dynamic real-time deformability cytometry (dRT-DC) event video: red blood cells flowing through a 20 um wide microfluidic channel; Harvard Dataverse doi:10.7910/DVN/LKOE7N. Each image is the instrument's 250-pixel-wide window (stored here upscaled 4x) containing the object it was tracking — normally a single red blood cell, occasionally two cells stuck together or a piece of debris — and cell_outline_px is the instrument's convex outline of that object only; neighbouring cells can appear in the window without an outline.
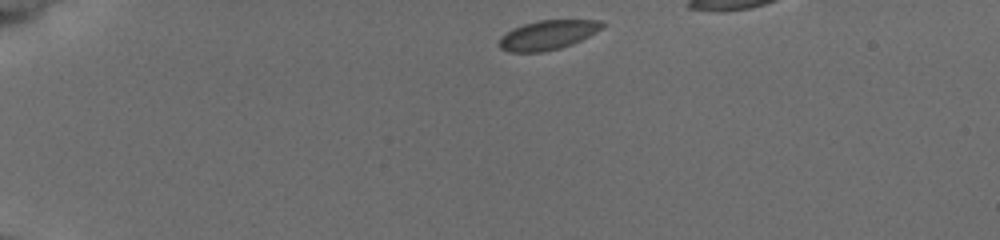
{"species": "common noctule bat (a hibernating species)", "species_latin": "Nyctalus noctula", "temperature_condition": "cold", "stored_images_in_passage": 39, "camera_frame_rate_fps": 3000, "um_per_image_px": 0.085, "animal": {"sex": "female", "body_mass_g": 19.5, "forearm_length_mm": 54.1}, "frame": {"image": 1, "passage_image": 1, "time_ms": 0.0, "image_size_px": [1000, 240], "cell_outline_px": [[604, 24], [596, 32], [572, 44], [560, 48], [544, 52], [508, 52], [500, 48], [496, 44], [500, 36], [512, 28], [524, 24], [540, 20], [600, 20]], "centroid_in_image_um": [46.48, 2.98], "position_along_channel_um": 38.5, "area_um2": 17.69}}
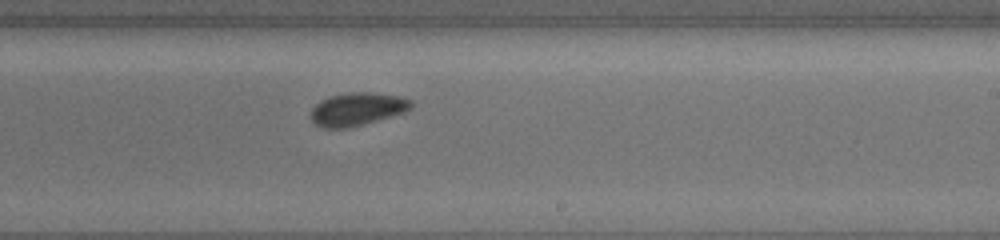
{"frame": {"image": 2, "passage_image": 24, "time_ms": 7.667, "image_size_px": [1000, 240], "cell_outline_px": [[412, 108], [404, 112], [348, 128], [320, 128], [312, 124], [308, 116], [312, 108], [320, 100], [328, 96], [348, 92], [372, 92], [400, 96], [412, 100]], "centroid_in_image_um": [30.29, 9.27], "position_along_channel_um": 258.7, "area_um2": 19.59}}
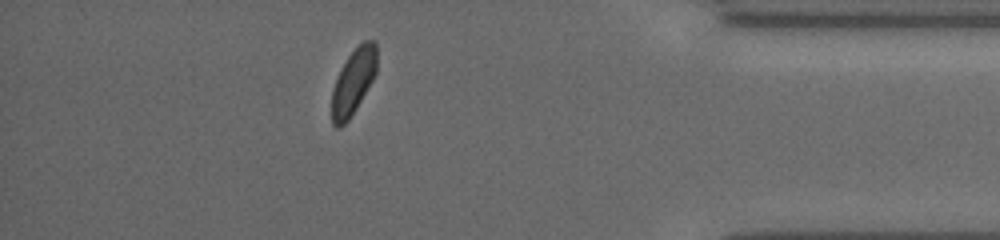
{"frame": {"image": 3, "passage_image": 38, "time_ms": 12.333, "image_size_px": [1000, 240], "cell_outline_px": [[376, 72], [372, 80], [356, 108], [348, 120], [340, 128], [336, 128], [332, 124], [332, 88], [340, 68], [348, 56], [364, 40], [376, 40]], "centroid_in_image_um": [30.01, 6.94], "position_along_channel_um": 405.2, "area_um2": 17.05}}